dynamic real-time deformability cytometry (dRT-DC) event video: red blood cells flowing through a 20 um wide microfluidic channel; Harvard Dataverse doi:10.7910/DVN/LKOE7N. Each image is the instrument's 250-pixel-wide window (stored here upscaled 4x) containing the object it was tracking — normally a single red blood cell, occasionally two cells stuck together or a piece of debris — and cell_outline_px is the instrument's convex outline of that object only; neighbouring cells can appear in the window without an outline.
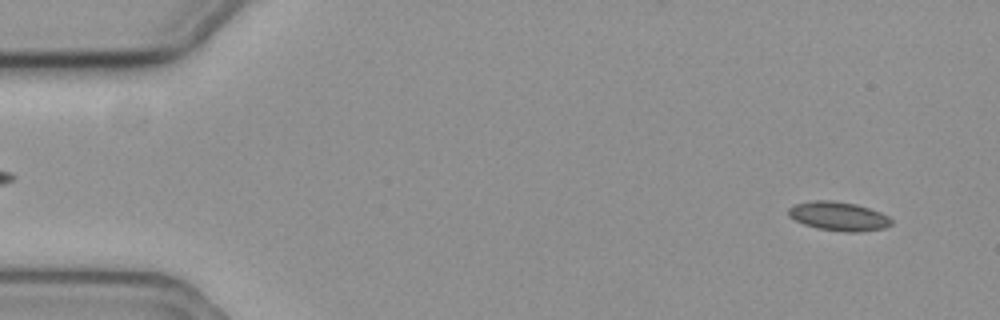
{"species": "common noctule bat (a hibernating species)", "species_latin": "Nyctalus noctula", "temperature_condition": "cold", "stored_images_in_passage": 15, "camera_frame_rate_fps": 3000, "um_per_image_px": 0.085, "animal": {"sex": "female", "body_mass_g": 19.3, "forearm_length_mm": 54.1}, "frame": {"image": 1, "passage_image": 4, "time_ms": 1.0, "image_size_px": [1000, 320], "cell_outline_px": [[892, 224], [884, 228], [860, 232], [844, 232], [816, 228], [804, 224], [788, 216], [788, 208], [796, 204], [816, 200], [832, 200], [856, 204], [880, 212], [888, 216], [892, 220]], "centroid_in_image_um": [71.28, 18.38], "position_along_channel_um": 13.7, "area_um2": 17.34}}